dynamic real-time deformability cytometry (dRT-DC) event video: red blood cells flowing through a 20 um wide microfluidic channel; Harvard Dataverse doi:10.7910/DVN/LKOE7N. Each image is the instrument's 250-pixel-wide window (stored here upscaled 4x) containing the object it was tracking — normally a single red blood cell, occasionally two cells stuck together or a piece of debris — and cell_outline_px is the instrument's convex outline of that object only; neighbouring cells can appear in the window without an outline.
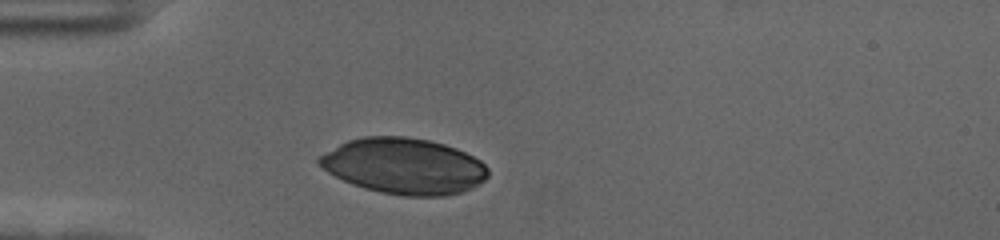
{"species": "human", "species_latin": "Homo sapiens", "temperature_condition": "cold", "stored_images_in_passage": 31, "camera_frame_rate_fps": 3000, "um_per_image_px": 0.085, "donor": {"sex": "female"}, "frame": {"image": 1, "passage_image": 1, "time_ms": 0.0, "image_size_px": [1000, 240], "cell_outline_px": [[488, 176], [480, 184], [464, 192], [444, 196], [404, 196], [380, 192], [364, 188], [352, 184], [328, 172], [316, 160], [320, 156], [340, 144], [348, 140], [364, 136], [408, 136], [428, 140], [444, 144], [456, 148], [480, 160], [488, 168]], "centroid_in_image_um": [34.37, 14.12], "position_along_channel_um": 50.6, "area_um2": 54.97}}
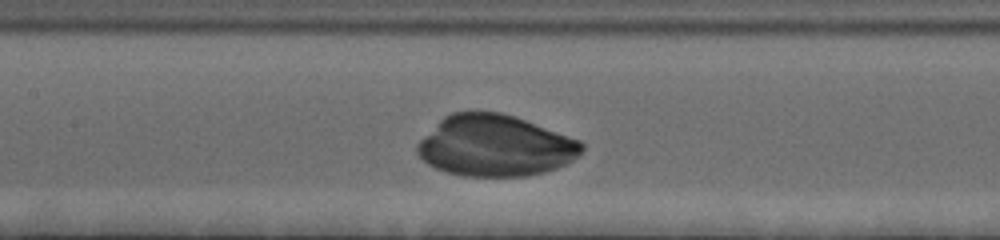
{"frame": {"image": 2, "passage_image": 12, "time_ms": 3.667, "image_size_px": [1000, 240], "cell_outline_px": [[584, 148], [572, 160], [556, 168], [544, 172], [528, 176], [460, 176], [444, 172], [428, 164], [416, 152], [416, 144], [444, 116], [452, 112], [500, 112], [524, 120], [580, 140], [584, 144]], "centroid_in_image_um": [42.06, 12.4], "position_along_channel_um": 165.3, "area_um2": 58.32}}
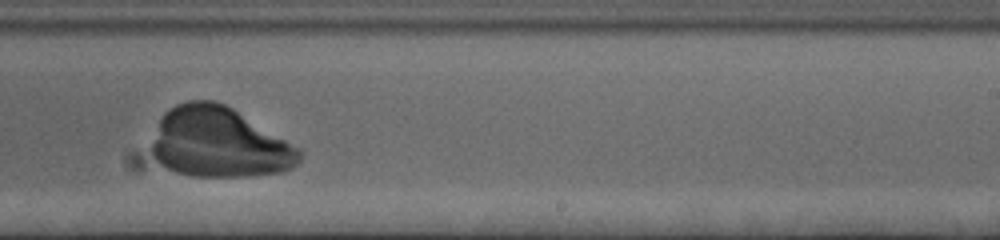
{"frame": {"image": 3, "passage_image": 21, "time_ms": 6.667, "image_size_px": [1000, 240], "cell_outline_px": [[300, 160], [292, 168], [280, 172], [248, 176], [192, 176], [176, 172], [160, 164], [156, 160], [152, 152], [152, 144], [160, 116], [168, 108], [176, 104], [188, 100], [212, 100], [224, 104], [232, 108], [284, 140], [296, 148], [300, 152]], "centroid_in_image_um": [18.55, 12.11], "position_along_channel_um": 270.4, "area_um2": 59.71}}